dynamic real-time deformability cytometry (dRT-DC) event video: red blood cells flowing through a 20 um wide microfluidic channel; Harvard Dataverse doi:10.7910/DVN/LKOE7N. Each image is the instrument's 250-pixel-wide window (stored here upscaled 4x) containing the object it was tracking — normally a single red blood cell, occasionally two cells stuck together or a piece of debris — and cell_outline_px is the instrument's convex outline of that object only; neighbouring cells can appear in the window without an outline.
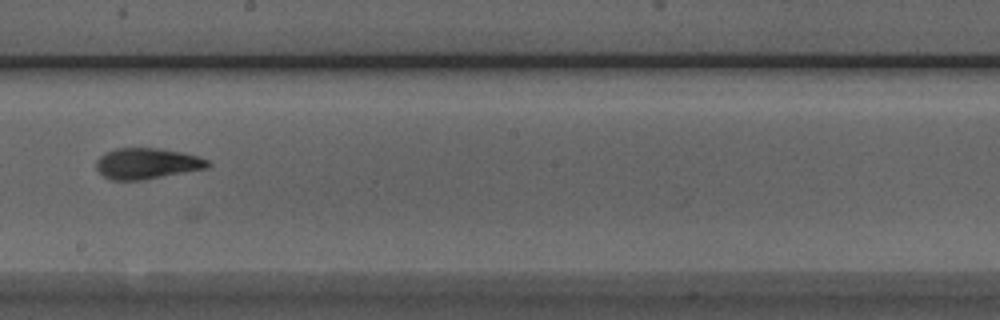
{"species": "Egyptian fruit bat (a non-hibernating species)", "species_latin": "Rousettus aegyptiacus", "temperature_condition": "room temperature", "stored_images_in_passage": 30, "camera_frame_rate_fps": 3000, "um_per_image_px": 0.085, "animal": {"sex": "male"}, "frame": {"image": 1, "passage_image": 17, "time_ms": 5.333, "image_size_px": [1000, 320], "cell_outline_px": [[212, 164], [208, 168], [144, 180], [112, 180], [104, 176], [96, 168], [96, 160], [104, 152], [116, 148], [160, 148], [180, 152], [196, 156], [208, 160]], "centroid_in_image_um": [12.48, 13.9], "position_along_channel_um": 235.7, "area_um2": 20.17}}